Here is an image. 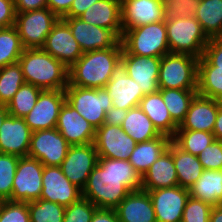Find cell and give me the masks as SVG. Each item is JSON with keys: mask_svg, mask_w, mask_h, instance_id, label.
I'll return each mask as SVG.
<instances>
[{"mask_svg": "<svg viewBox=\"0 0 222 222\" xmlns=\"http://www.w3.org/2000/svg\"><path fill=\"white\" fill-rule=\"evenodd\" d=\"M142 190V176L128 160L98 157L82 197L101 209L115 210L131 192Z\"/></svg>", "mask_w": 222, "mask_h": 222, "instance_id": "cell-1", "label": "cell"}, {"mask_svg": "<svg viewBox=\"0 0 222 222\" xmlns=\"http://www.w3.org/2000/svg\"><path fill=\"white\" fill-rule=\"evenodd\" d=\"M123 47L83 52L68 69V83L77 87L105 88L115 66L121 60Z\"/></svg>", "mask_w": 222, "mask_h": 222, "instance_id": "cell-2", "label": "cell"}, {"mask_svg": "<svg viewBox=\"0 0 222 222\" xmlns=\"http://www.w3.org/2000/svg\"><path fill=\"white\" fill-rule=\"evenodd\" d=\"M25 83L42 90H65L68 68L42 48L24 49L18 60Z\"/></svg>", "mask_w": 222, "mask_h": 222, "instance_id": "cell-3", "label": "cell"}, {"mask_svg": "<svg viewBox=\"0 0 222 222\" xmlns=\"http://www.w3.org/2000/svg\"><path fill=\"white\" fill-rule=\"evenodd\" d=\"M121 43L132 55L161 58L170 53L165 20L126 30Z\"/></svg>", "mask_w": 222, "mask_h": 222, "instance_id": "cell-4", "label": "cell"}, {"mask_svg": "<svg viewBox=\"0 0 222 222\" xmlns=\"http://www.w3.org/2000/svg\"><path fill=\"white\" fill-rule=\"evenodd\" d=\"M165 24L170 53L189 54L196 58L203 56L209 39L195 17L165 19Z\"/></svg>", "mask_w": 222, "mask_h": 222, "instance_id": "cell-5", "label": "cell"}, {"mask_svg": "<svg viewBox=\"0 0 222 222\" xmlns=\"http://www.w3.org/2000/svg\"><path fill=\"white\" fill-rule=\"evenodd\" d=\"M198 60L189 54L168 53L162 56L159 88L197 90Z\"/></svg>", "mask_w": 222, "mask_h": 222, "instance_id": "cell-6", "label": "cell"}, {"mask_svg": "<svg viewBox=\"0 0 222 222\" xmlns=\"http://www.w3.org/2000/svg\"><path fill=\"white\" fill-rule=\"evenodd\" d=\"M66 101L96 130L104 124L105 114L113 106L106 88L70 85L65 88Z\"/></svg>", "mask_w": 222, "mask_h": 222, "instance_id": "cell-7", "label": "cell"}, {"mask_svg": "<svg viewBox=\"0 0 222 222\" xmlns=\"http://www.w3.org/2000/svg\"><path fill=\"white\" fill-rule=\"evenodd\" d=\"M59 19L48 7L16 13L15 27L24 49L42 48Z\"/></svg>", "mask_w": 222, "mask_h": 222, "instance_id": "cell-8", "label": "cell"}, {"mask_svg": "<svg viewBox=\"0 0 222 222\" xmlns=\"http://www.w3.org/2000/svg\"><path fill=\"white\" fill-rule=\"evenodd\" d=\"M44 165L37 159L19 158L13 180L12 202H30L40 199Z\"/></svg>", "mask_w": 222, "mask_h": 222, "instance_id": "cell-9", "label": "cell"}, {"mask_svg": "<svg viewBox=\"0 0 222 222\" xmlns=\"http://www.w3.org/2000/svg\"><path fill=\"white\" fill-rule=\"evenodd\" d=\"M61 19L69 26L82 52L122 47V37L114 29L92 25L78 17H63Z\"/></svg>", "mask_w": 222, "mask_h": 222, "instance_id": "cell-10", "label": "cell"}, {"mask_svg": "<svg viewBox=\"0 0 222 222\" xmlns=\"http://www.w3.org/2000/svg\"><path fill=\"white\" fill-rule=\"evenodd\" d=\"M70 146L56 128L37 130L32 133L28 156L44 166H60Z\"/></svg>", "mask_w": 222, "mask_h": 222, "instance_id": "cell-11", "label": "cell"}, {"mask_svg": "<svg viewBox=\"0 0 222 222\" xmlns=\"http://www.w3.org/2000/svg\"><path fill=\"white\" fill-rule=\"evenodd\" d=\"M98 162V153L94 143L72 145L60 164L63 174L81 190Z\"/></svg>", "mask_w": 222, "mask_h": 222, "instance_id": "cell-12", "label": "cell"}, {"mask_svg": "<svg viewBox=\"0 0 222 222\" xmlns=\"http://www.w3.org/2000/svg\"><path fill=\"white\" fill-rule=\"evenodd\" d=\"M65 101L64 90H43L36 105L24 117L25 123L33 132L56 128L59 112Z\"/></svg>", "mask_w": 222, "mask_h": 222, "instance_id": "cell-13", "label": "cell"}, {"mask_svg": "<svg viewBox=\"0 0 222 222\" xmlns=\"http://www.w3.org/2000/svg\"><path fill=\"white\" fill-rule=\"evenodd\" d=\"M82 197V190L63 174L60 166H44L40 199L68 207Z\"/></svg>", "mask_w": 222, "mask_h": 222, "instance_id": "cell-14", "label": "cell"}, {"mask_svg": "<svg viewBox=\"0 0 222 222\" xmlns=\"http://www.w3.org/2000/svg\"><path fill=\"white\" fill-rule=\"evenodd\" d=\"M94 145L98 157L128 160L136 142L121 126L103 124L95 131Z\"/></svg>", "mask_w": 222, "mask_h": 222, "instance_id": "cell-15", "label": "cell"}, {"mask_svg": "<svg viewBox=\"0 0 222 222\" xmlns=\"http://www.w3.org/2000/svg\"><path fill=\"white\" fill-rule=\"evenodd\" d=\"M147 191L154 207L156 222H181L190 197L189 190L179 185Z\"/></svg>", "mask_w": 222, "mask_h": 222, "instance_id": "cell-16", "label": "cell"}, {"mask_svg": "<svg viewBox=\"0 0 222 222\" xmlns=\"http://www.w3.org/2000/svg\"><path fill=\"white\" fill-rule=\"evenodd\" d=\"M122 32L166 19L163 0H121Z\"/></svg>", "mask_w": 222, "mask_h": 222, "instance_id": "cell-17", "label": "cell"}, {"mask_svg": "<svg viewBox=\"0 0 222 222\" xmlns=\"http://www.w3.org/2000/svg\"><path fill=\"white\" fill-rule=\"evenodd\" d=\"M105 88L112 99L113 107L118 109L129 110L137 107L145 96L140 85L127 75L126 66L121 60L115 66Z\"/></svg>", "mask_w": 222, "mask_h": 222, "instance_id": "cell-18", "label": "cell"}, {"mask_svg": "<svg viewBox=\"0 0 222 222\" xmlns=\"http://www.w3.org/2000/svg\"><path fill=\"white\" fill-rule=\"evenodd\" d=\"M42 49L68 69L83 55L69 26L60 18L46 37Z\"/></svg>", "mask_w": 222, "mask_h": 222, "instance_id": "cell-19", "label": "cell"}, {"mask_svg": "<svg viewBox=\"0 0 222 222\" xmlns=\"http://www.w3.org/2000/svg\"><path fill=\"white\" fill-rule=\"evenodd\" d=\"M121 61L126 66L127 75L140 85L144 95L159 91L161 58L132 55L122 50Z\"/></svg>", "mask_w": 222, "mask_h": 222, "instance_id": "cell-20", "label": "cell"}, {"mask_svg": "<svg viewBox=\"0 0 222 222\" xmlns=\"http://www.w3.org/2000/svg\"><path fill=\"white\" fill-rule=\"evenodd\" d=\"M56 129L71 146L94 143L96 130L67 101L60 109Z\"/></svg>", "mask_w": 222, "mask_h": 222, "instance_id": "cell-21", "label": "cell"}, {"mask_svg": "<svg viewBox=\"0 0 222 222\" xmlns=\"http://www.w3.org/2000/svg\"><path fill=\"white\" fill-rule=\"evenodd\" d=\"M32 133L24 118L8 115L0 127V153L28 156Z\"/></svg>", "mask_w": 222, "mask_h": 222, "instance_id": "cell-22", "label": "cell"}, {"mask_svg": "<svg viewBox=\"0 0 222 222\" xmlns=\"http://www.w3.org/2000/svg\"><path fill=\"white\" fill-rule=\"evenodd\" d=\"M222 102L196 94L177 130H197L212 133Z\"/></svg>", "mask_w": 222, "mask_h": 222, "instance_id": "cell-23", "label": "cell"}, {"mask_svg": "<svg viewBox=\"0 0 222 222\" xmlns=\"http://www.w3.org/2000/svg\"><path fill=\"white\" fill-rule=\"evenodd\" d=\"M179 185L173 161V141L168 149L149 167L142 176V190H156Z\"/></svg>", "mask_w": 222, "mask_h": 222, "instance_id": "cell-24", "label": "cell"}, {"mask_svg": "<svg viewBox=\"0 0 222 222\" xmlns=\"http://www.w3.org/2000/svg\"><path fill=\"white\" fill-rule=\"evenodd\" d=\"M120 222H156L152 200L147 191H131L115 209Z\"/></svg>", "mask_w": 222, "mask_h": 222, "instance_id": "cell-25", "label": "cell"}, {"mask_svg": "<svg viewBox=\"0 0 222 222\" xmlns=\"http://www.w3.org/2000/svg\"><path fill=\"white\" fill-rule=\"evenodd\" d=\"M78 18L102 28L114 29L121 37V0H99L86 9Z\"/></svg>", "mask_w": 222, "mask_h": 222, "instance_id": "cell-26", "label": "cell"}, {"mask_svg": "<svg viewBox=\"0 0 222 222\" xmlns=\"http://www.w3.org/2000/svg\"><path fill=\"white\" fill-rule=\"evenodd\" d=\"M138 106L161 135H166L171 139L174 137L178 125L172 120L159 91L145 95Z\"/></svg>", "mask_w": 222, "mask_h": 222, "instance_id": "cell-27", "label": "cell"}, {"mask_svg": "<svg viewBox=\"0 0 222 222\" xmlns=\"http://www.w3.org/2000/svg\"><path fill=\"white\" fill-rule=\"evenodd\" d=\"M171 141L168 136L161 135L147 142L136 143L128 161L143 176L158 157L168 149Z\"/></svg>", "mask_w": 222, "mask_h": 222, "instance_id": "cell-28", "label": "cell"}, {"mask_svg": "<svg viewBox=\"0 0 222 222\" xmlns=\"http://www.w3.org/2000/svg\"><path fill=\"white\" fill-rule=\"evenodd\" d=\"M188 190L191 197L213 207L222 205V170H203L201 177Z\"/></svg>", "mask_w": 222, "mask_h": 222, "instance_id": "cell-29", "label": "cell"}, {"mask_svg": "<svg viewBox=\"0 0 222 222\" xmlns=\"http://www.w3.org/2000/svg\"><path fill=\"white\" fill-rule=\"evenodd\" d=\"M121 128L136 143L147 142L161 136L139 106L128 110L127 116L121 124Z\"/></svg>", "mask_w": 222, "mask_h": 222, "instance_id": "cell-30", "label": "cell"}, {"mask_svg": "<svg viewBox=\"0 0 222 222\" xmlns=\"http://www.w3.org/2000/svg\"><path fill=\"white\" fill-rule=\"evenodd\" d=\"M173 161L179 186L187 189L201 177L204 170L197 156L180 149L174 142Z\"/></svg>", "mask_w": 222, "mask_h": 222, "instance_id": "cell-31", "label": "cell"}, {"mask_svg": "<svg viewBox=\"0 0 222 222\" xmlns=\"http://www.w3.org/2000/svg\"><path fill=\"white\" fill-rule=\"evenodd\" d=\"M195 18L208 39L222 37V0H200Z\"/></svg>", "mask_w": 222, "mask_h": 222, "instance_id": "cell-32", "label": "cell"}, {"mask_svg": "<svg viewBox=\"0 0 222 222\" xmlns=\"http://www.w3.org/2000/svg\"><path fill=\"white\" fill-rule=\"evenodd\" d=\"M159 92L172 120L179 126L184 120L197 90L159 88Z\"/></svg>", "mask_w": 222, "mask_h": 222, "instance_id": "cell-33", "label": "cell"}, {"mask_svg": "<svg viewBox=\"0 0 222 222\" xmlns=\"http://www.w3.org/2000/svg\"><path fill=\"white\" fill-rule=\"evenodd\" d=\"M197 94L222 102V70H216V66H198Z\"/></svg>", "mask_w": 222, "mask_h": 222, "instance_id": "cell-34", "label": "cell"}, {"mask_svg": "<svg viewBox=\"0 0 222 222\" xmlns=\"http://www.w3.org/2000/svg\"><path fill=\"white\" fill-rule=\"evenodd\" d=\"M215 140L214 134L207 131L176 130L172 141L182 150L199 155Z\"/></svg>", "mask_w": 222, "mask_h": 222, "instance_id": "cell-35", "label": "cell"}, {"mask_svg": "<svg viewBox=\"0 0 222 222\" xmlns=\"http://www.w3.org/2000/svg\"><path fill=\"white\" fill-rule=\"evenodd\" d=\"M42 91V89L30 83L22 84L12 100L7 104L9 115L24 118L36 105L38 96Z\"/></svg>", "mask_w": 222, "mask_h": 222, "instance_id": "cell-36", "label": "cell"}, {"mask_svg": "<svg viewBox=\"0 0 222 222\" xmlns=\"http://www.w3.org/2000/svg\"><path fill=\"white\" fill-rule=\"evenodd\" d=\"M23 50L15 26L0 29V68L18 62Z\"/></svg>", "mask_w": 222, "mask_h": 222, "instance_id": "cell-37", "label": "cell"}, {"mask_svg": "<svg viewBox=\"0 0 222 222\" xmlns=\"http://www.w3.org/2000/svg\"><path fill=\"white\" fill-rule=\"evenodd\" d=\"M24 83V76L18 62L1 67L0 104L7 105Z\"/></svg>", "mask_w": 222, "mask_h": 222, "instance_id": "cell-38", "label": "cell"}, {"mask_svg": "<svg viewBox=\"0 0 222 222\" xmlns=\"http://www.w3.org/2000/svg\"><path fill=\"white\" fill-rule=\"evenodd\" d=\"M28 209L31 222H63L64 219L65 207L44 199L28 202Z\"/></svg>", "mask_w": 222, "mask_h": 222, "instance_id": "cell-39", "label": "cell"}, {"mask_svg": "<svg viewBox=\"0 0 222 222\" xmlns=\"http://www.w3.org/2000/svg\"><path fill=\"white\" fill-rule=\"evenodd\" d=\"M18 156L0 153V197L11 201L13 180L17 169Z\"/></svg>", "mask_w": 222, "mask_h": 222, "instance_id": "cell-40", "label": "cell"}, {"mask_svg": "<svg viewBox=\"0 0 222 222\" xmlns=\"http://www.w3.org/2000/svg\"><path fill=\"white\" fill-rule=\"evenodd\" d=\"M97 208L88 199L81 197L78 201L65 207L63 222H91Z\"/></svg>", "mask_w": 222, "mask_h": 222, "instance_id": "cell-41", "label": "cell"}, {"mask_svg": "<svg viewBox=\"0 0 222 222\" xmlns=\"http://www.w3.org/2000/svg\"><path fill=\"white\" fill-rule=\"evenodd\" d=\"M213 209L208 203L189 197L182 214L181 222H209Z\"/></svg>", "mask_w": 222, "mask_h": 222, "instance_id": "cell-42", "label": "cell"}, {"mask_svg": "<svg viewBox=\"0 0 222 222\" xmlns=\"http://www.w3.org/2000/svg\"><path fill=\"white\" fill-rule=\"evenodd\" d=\"M166 19L195 17L200 0H165Z\"/></svg>", "mask_w": 222, "mask_h": 222, "instance_id": "cell-43", "label": "cell"}, {"mask_svg": "<svg viewBox=\"0 0 222 222\" xmlns=\"http://www.w3.org/2000/svg\"><path fill=\"white\" fill-rule=\"evenodd\" d=\"M0 222H31L28 202L5 201L0 213Z\"/></svg>", "mask_w": 222, "mask_h": 222, "instance_id": "cell-44", "label": "cell"}, {"mask_svg": "<svg viewBox=\"0 0 222 222\" xmlns=\"http://www.w3.org/2000/svg\"><path fill=\"white\" fill-rule=\"evenodd\" d=\"M197 158L204 170H222V141L214 140Z\"/></svg>", "mask_w": 222, "mask_h": 222, "instance_id": "cell-45", "label": "cell"}, {"mask_svg": "<svg viewBox=\"0 0 222 222\" xmlns=\"http://www.w3.org/2000/svg\"><path fill=\"white\" fill-rule=\"evenodd\" d=\"M198 66H216V70H222V37L209 39Z\"/></svg>", "mask_w": 222, "mask_h": 222, "instance_id": "cell-46", "label": "cell"}, {"mask_svg": "<svg viewBox=\"0 0 222 222\" xmlns=\"http://www.w3.org/2000/svg\"><path fill=\"white\" fill-rule=\"evenodd\" d=\"M16 8L14 0H0V29L15 26Z\"/></svg>", "mask_w": 222, "mask_h": 222, "instance_id": "cell-47", "label": "cell"}, {"mask_svg": "<svg viewBox=\"0 0 222 222\" xmlns=\"http://www.w3.org/2000/svg\"><path fill=\"white\" fill-rule=\"evenodd\" d=\"M16 13L38 10L47 7V0H14Z\"/></svg>", "mask_w": 222, "mask_h": 222, "instance_id": "cell-48", "label": "cell"}, {"mask_svg": "<svg viewBox=\"0 0 222 222\" xmlns=\"http://www.w3.org/2000/svg\"><path fill=\"white\" fill-rule=\"evenodd\" d=\"M74 0H47V7L59 18H63L70 10Z\"/></svg>", "mask_w": 222, "mask_h": 222, "instance_id": "cell-49", "label": "cell"}, {"mask_svg": "<svg viewBox=\"0 0 222 222\" xmlns=\"http://www.w3.org/2000/svg\"><path fill=\"white\" fill-rule=\"evenodd\" d=\"M128 110L111 107L105 114L104 124L121 126L127 116Z\"/></svg>", "mask_w": 222, "mask_h": 222, "instance_id": "cell-50", "label": "cell"}, {"mask_svg": "<svg viewBox=\"0 0 222 222\" xmlns=\"http://www.w3.org/2000/svg\"><path fill=\"white\" fill-rule=\"evenodd\" d=\"M91 222H120L116 210L97 208Z\"/></svg>", "mask_w": 222, "mask_h": 222, "instance_id": "cell-51", "label": "cell"}, {"mask_svg": "<svg viewBox=\"0 0 222 222\" xmlns=\"http://www.w3.org/2000/svg\"><path fill=\"white\" fill-rule=\"evenodd\" d=\"M97 1L99 0H74L69 12L64 17H79Z\"/></svg>", "mask_w": 222, "mask_h": 222, "instance_id": "cell-52", "label": "cell"}, {"mask_svg": "<svg viewBox=\"0 0 222 222\" xmlns=\"http://www.w3.org/2000/svg\"><path fill=\"white\" fill-rule=\"evenodd\" d=\"M215 140L222 141V106L218 109L213 132Z\"/></svg>", "mask_w": 222, "mask_h": 222, "instance_id": "cell-53", "label": "cell"}, {"mask_svg": "<svg viewBox=\"0 0 222 222\" xmlns=\"http://www.w3.org/2000/svg\"><path fill=\"white\" fill-rule=\"evenodd\" d=\"M209 222H222V205L213 207Z\"/></svg>", "mask_w": 222, "mask_h": 222, "instance_id": "cell-54", "label": "cell"}, {"mask_svg": "<svg viewBox=\"0 0 222 222\" xmlns=\"http://www.w3.org/2000/svg\"><path fill=\"white\" fill-rule=\"evenodd\" d=\"M9 115L7 105L0 104V127L2 126L5 118Z\"/></svg>", "mask_w": 222, "mask_h": 222, "instance_id": "cell-55", "label": "cell"}, {"mask_svg": "<svg viewBox=\"0 0 222 222\" xmlns=\"http://www.w3.org/2000/svg\"><path fill=\"white\" fill-rule=\"evenodd\" d=\"M5 201L6 200H4L3 198L0 197V213H1L3 205L5 204Z\"/></svg>", "mask_w": 222, "mask_h": 222, "instance_id": "cell-56", "label": "cell"}]
</instances>
